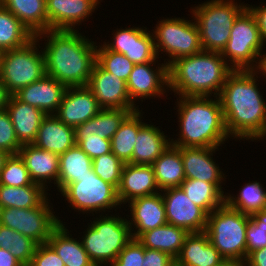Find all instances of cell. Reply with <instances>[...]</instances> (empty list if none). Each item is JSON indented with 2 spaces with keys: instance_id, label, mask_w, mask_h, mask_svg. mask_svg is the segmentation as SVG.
Here are the masks:
<instances>
[{
  "instance_id": "24",
  "label": "cell",
  "mask_w": 266,
  "mask_h": 266,
  "mask_svg": "<svg viewBox=\"0 0 266 266\" xmlns=\"http://www.w3.org/2000/svg\"><path fill=\"white\" fill-rule=\"evenodd\" d=\"M225 259L205 231L189 233L175 258V266H219Z\"/></svg>"
},
{
  "instance_id": "57",
  "label": "cell",
  "mask_w": 266,
  "mask_h": 266,
  "mask_svg": "<svg viewBox=\"0 0 266 266\" xmlns=\"http://www.w3.org/2000/svg\"><path fill=\"white\" fill-rule=\"evenodd\" d=\"M261 211H262L263 213H265V214H266V202L264 203V205H263V207H262Z\"/></svg>"
},
{
  "instance_id": "29",
  "label": "cell",
  "mask_w": 266,
  "mask_h": 266,
  "mask_svg": "<svg viewBox=\"0 0 266 266\" xmlns=\"http://www.w3.org/2000/svg\"><path fill=\"white\" fill-rule=\"evenodd\" d=\"M152 167L160 191L180 187L186 179L180 147L170 144L152 164Z\"/></svg>"
},
{
  "instance_id": "9",
  "label": "cell",
  "mask_w": 266,
  "mask_h": 266,
  "mask_svg": "<svg viewBox=\"0 0 266 266\" xmlns=\"http://www.w3.org/2000/svg\"><path fill=\"white\" fill-rule=\"evenodd\" d=\"M264 47L256 19L246 8L230 29V37L221 52L234 70H257ZM230 61V62H229Z\"/></svg>"
},
{
  "instance_id": "26",
  "label": "cell",
  "mask_w": 266,
  "mask_h": 266,
  "mask_svg": "<svg viewBox=\"0 0 266 266\" xmlns=\"http://www.w3.org/2000/svg\"><path fill=\"white\" fill-rule=\"evenodd\" d=\"M16 137L21 145L32 144L46 114L35 106L20 101L11 95L6 106Z\"/></svg>"
},
{
  "instance_id": "47",
  "label": "cell",
  "mask_w": 266,
  "mask_h": 266,
  "mask_svg": "<svg viewBox=\"0 0 266 266\" xmlns=\"http://www.w3.org/2000/svg\"><path fill=\"white\" fill-rule=\"evenodd\" d=\"M29 266H65V264L48 243H43L37 245Z\"/></svg>"
},
{
  "instance_id": "52",
  "label": "cell",
  "mask_w": 266,
  "mask_h": 266,
  "mask_svg": "<svg viewBox=\"0 0 266 266\" xmlns=\"http://www.w3.org/2000/svg\"><path fill=\"white\" fill-rule=\"evenodd\" d=\"M11 94L5 88L3 82L0 79V109L6 108Z\"/></svg>"
},
{
  "instance_id": "11",
  "label": "cell",
  "mask_w": 266,
  "mask_h": 266,
  "mask_svg": "<svg viewBox=\"0 0 266 266\" xmlns=\"http://www.w3.org/2000/svg\"><path fill=\"white\" fill-rule=\"evenodd\" d=\"M60 193L73 209L83 214L92 213L94 216L98 212L109 210V213L110 210L121 208L117 189L103 181L93 170L88 172V175L77 178V182L68 184Z\"/></svg>"
},
{
  "instance_id": "37",
  "label": "cell",
  "mask_w": 266,
  "mask_h": 266,
  "mask_svg": "<svg viewBox=\"0 0 266 266\" xmlns=\"http://www.w3.org/2000/svg\"><path fill=\"white\" fill-rule=\"evenodd\" d=\"M35 36L0 3V50H12L27 44Z\"/></svg>"
},
{
  "instance_id": "33",
  "label": "cell",
  "mask_w": 266,
  "mask_h": 266,
  "mask_svg": "<svg viewBox=\"0 0 266 266\" xmlns=\"http://www.w3.org/2000/svg\"><path fill=\"white\" fill-rule=\"evenodd\" d=\"M131 113L129 109L102 108L93 118L76 126L75 134H96L101 138L111 140Z\"/></svg>"
},
{
  "instance_id": "32",
  "label": "cell",
  "mask_w": 266,
  "mask_h": 266,
  "mask_svg": "<svg viewBox=\"0 0 266 266\" xmlns=\"http://www.w3.org/2000/svg\"><path fill=\"white\" fill-rule=\"evenodd\" d=\"M92 169V159L75 145L59 155V176L57 191L61 192L68 184L77 182V178L88 175Z\"/></svg>"
},
{
  "instance_id": "45",
  "label": "cell",
  "mask_w": 266,
  "mask_h": 266,
  "mask_svg": "<svg viewBox=\"0 0 266 266\" xmlns=\"http://www.w3.org/2000/svg\"><path fill=\"white\" fill-rule=\"evenodd\" d=\"M75 143L92 160L111 152V140L101 138L96 134H75Z\"/></svg>"
},
{
  "instance_id": "2",
  "label": "cell",
  "mask_w": 266,
  "mask_h": 266,
  "mask_svg": "<svg viewBox=\"0 0 266 266\" xmlns=\"http://www.w3.org/2000/svg\"><path fill=\"white\" fill-rule=\"evenodd\" d=\"M78 31L50 29L35 36L47 41L43 45L46 74L67 87L87 86L97 62V43Z\"/></svg>"
},
{
  "instance_id": "12",
  "label": "cell",
  "mask_w": 266,
  "mask_h": 266,
  "mask_svg": "<svg viewBox=\"0 0 266 266\" xmlns=\"http://www.w3.org/2000/svg\"><path fill=\"white\" fill-rule=\"evenodd\" d=\"M48 198L49 196L39 206L30 209L1 208L0 224L31 238L38 245L47 243L52 232L63 223L54 215Z\"/></svg>"
},
{
  "instance_id": "39",
  "label": "cell",
  "mask_w": 266,
  "mask_h": 266,
  "mask_svg": "<svg viewBox=\"0 0 266 266\" xmlns=\"http://www.w3.org/2000/svg\"><path fill=\"white\" fill-rule=\"evenodd\" d=\"M37 245L31 238L0 224V248L9 250L23 266H29Z\"/></svg>"
},
{
  "instance_id": "22",
  "label": "cell",
  "mask_w": 266,
  "mask_h": 266,
  "mask_svg": "<svg viewBox=\"0 0 266 266\" xmlns=\"http://www.w3.org/2000/svg\"><path fill=\"white\" fill-rule=\"evenodd\" d=\"M159 191L152 165L124 164L121 182L117 189L121 205L139 197L156 194Z\"/></svg>"
},
{
  "instance_id": "48",
  "label": "cell",
  "mask_w": 266,
  "mask_h": 266,
  "mask_svg": "<svg viewBox=\"0 0 266 266\" xmlns=\"http://www.w3.org/2000/svg\"><path fill=\"white\" fill-rule=\"evenodd\" d=\"M142 266H175V259L168 253L144 247Z\"/></svg>"
},
{
  "instance_id": "13",
  "label": "cell",
  "mask_w": 266,
  "mask_h": 266,
  "mask_svg": "<svg viewBox=\"0 0 266 266\" xmlns=\"http://www.w3.org/2000/svg\"><path fill=\"white\" fill-rule=\"evenodd\" d=\"M168 224L183 228L189 233L203 232L208 214L194 204L180 187L161 191Z\"/></svg>"
},
{
  "instance_id": "35",
  "label": "cell",
  "mask_w": 266,
  "mask_h": 266,
  "mask_svg": "<svg viewBox=\"0 0 266 266\" xmlns=\"http://www.w3.org/2000/svg\"><path fill=\"white\" fill-rule=\"evenodd\" d=\"M142 110L132 112L118 128L111 138V152L124 163L132 159L133 148L139 129L145 124L142 122Z\"/></svg>"
},
{
  "instance_id": "49",
  "label": "cell",
  "mask_w": 266,
  "mask_h": 266,
  "mask_svg": "<svg viewBox=\"0 0 266 266\" xmlns=\"http://www.w3.org/2000/svg\"><path fill=\"white\" fill-rule=\"evenodd\" d=\"M247 8L252 12L254 15L259 31H260V36L262 43L264 47L266 46V5L263 6H252V5H247Z\"/></svg>"
},
{
  "instance_id": "56",
  "label": "cell",
  "mask_w": 266,
  "mask_h": 266,
  "mask_svg": "<svg viewBox=\"0 0 266 266\" xmlns=\"http://www.w3.org/2000/svg\"><path fill=\"white\" fill-rule=\"evenodd\" d=\"M264 138H266V129H265V131L263 132V134L260 136V138L258 139V141H260V140H264Z\"/></svg>"
},
{
  "instance_id": "8",
  "label": "cell",
  "mask_w": 266,
  "mask_h": 266,
  "mask_svg": "<svg viewBox=\"0 0 266 266\" xmlns=\"http://www.w3.org/2000/svg\"><path fill=\"white\" fill-rule=\"evenodd\" d=\"M38 43L34 37L22 47L2 52L0 79L11 95L46 75L44 53L38 51Z\"/></svg>"
},
{
  "instance_id": "23",
  "label": "cell",
  "mask_w": 266,
  "mask_h": 266,
  "mask_svg": "<svg viewBox=\"0 0 266 266\" xmlns=\"http://www.w3.org/2000/svg\"><path fill=\"white\" fill-rule=\"evenodd\" d=\"M19 156L28 169L31 180L42 185L46 190L47 183L57 187L59 176V155L39 149L33 144H25L19 149ZM54 181V182H53Z\"/></svg>"
},
{
  "instance_id": "54",
  "label": "cell",
  "mask_w": 266,
  "mask_h": 266,
  "mask_svg": "<svg viewBox=\"0 0 266 266\" xmlns=\"http://www.w3.org/2000/svg\"><path fill=\"white\" fill-rule=\"evenodd\" d=\"M219 266H245V262L241 260L225 259Z\"/></svg>"
},
{
  "instance_id": "3",
  "label": "cell",
  "mask_w": 266,
  "mask_h": 266,
  "mask_svg": "<svg viewBox=\"0 0 266 266\" xmlns=\"http://www.w3.org/2000/svg\"><path fill=\"white\" fill-rule=\"evenodd\" d=\"M179 98V99H178ZM179 136L176 147H219L230 138L219 97L178 96ZM227 139V140H226Z\"/></svg>"
},
{
  "instance_id": "30",
  "label": "cell",
  "mask_w": 266,
  "mask_h": 266,
  "mask_svg": "<svg viewBox=\"0 0 266 266\" xmlns=\"http://www.w3.org/2000/svg\"><path fill=\"white\" fill-rule=\"evenodd\" d=\"M188 234L185 229L167 223L142 233L137 239L145 248L168 253L175 259Z\"/></svg>"
},
{
  "instance_id": "38",
  "label": "cell",
  "mask_w": 266,
  "mask_h": 266,
  "mask_svg": "<svg viewBox=\"0 0 266 266\" xmlns=\"http://www.w3.org/2000/svg\"><path fill=\"white\" fill-rule=\"evenodd\" d=\"M266 202V189L257 180L245 183L236 196L227 194L225 203L232 209L241 211L248 215L260 211Z\"/></svg>"
},
{
  "instance_id": "40",
  "label": "cell",
  "mask_w": 266,
  "mask_h": 266,
  "mask_svg": "<svg viewBox=\"0 0 266 266\" xmlns=\"http://www.w3.org/2000/svg\"><path fill=\"white\" fill-rule=\"evenodd\" d=\"M97 63L126 82L135 65L124 54L109 50L104 44L97 46Z\"/></svg>"
},
{
  "instance_id": "27",
  "label": "cell",
  "mask_w": 266,
  "mask_h": 266,
  "mask_svg": "<svg viewBox=\"0 0 266 266\" xmlns=\"http://www.w3.org/2000/svg\"><path fill=\"white\" fill-rule=\"evenodd\" d=\"M170 144L171 139L159 127L145 123L137 133L132 159L128 163L152 165Z\"/></svg>"
},
{
  "instance_id": "5",
  "label": "cell",
  "mask_w": 266,
  "mask_h": 266,
  "mask_svg": "<svg viewBox=\"0 0 266 266\" xmlns=\"http://www.w3.org/2000/svg\"><path fill=\"white\" fill-rule=\"evenodd\" d=\"M107 215L90 220L80 240L95 266L110 265L132 239L128 219Z\"/></svg>"
},
{
  "instance_id": "50",
  "label": "cell",
  "mask_w": 266,
  "mask_h": 266,
  "mask_svg": "<svg viewBox=\"0 0 266 266\" xmlns=\"http://www.w3.org/2000/svg\"><path fill=\"white\" fill-rule=\"evenodd\" d=\"M245 266H266V247L251 251L245 260Z\"/></svg>"
},
{
  "instance_id": "19",
  "label": "cell",
  "mask_w": 266,
  "mask_h": 266,
  "mask_svg": "<svg viewBox=\"0 0 266 266\" xmlns=\"http://www.w3.org/2000/svg\"><path fill=\"white\" fill-rule=\"evenodd\" d=\"M219 147H180L186 179L203 180L215 184L223 193L225 174L213 160Z\"/></svg>"
},
{
  "instance_id": "21",
  "label": "cell",
  "mask_w": 266,
  "mask_h": 266,
  "mask_svg": "<svg viewBox=\"0 0 266 266\" xmlns=\"http://www.w3.org/2000/svg\"><path fill=\"white\" fill-rule=\"evenodd\" d=\"M67 88L66 85L46 74L36 82L21 88L14 95L20 101L37 107L46 115H54Z\"/></svg>"
},
{
  "instance_id": "18",
  "label": "cell",
  "mask_w": 266,
  "mask_h": 266,
  "mask_svg": "<svg viewBox=\"0 0 266 266\" xmlns=\"http://www.w3.org/2000/svg\"><path fill=\"white\" fill-rule=\"evenodd\" d=\"M101 109L87 86L68 87L54 115L61 122L75 128L93 118Z\"/></svg>"
},
{
  "instance_id": "43",
  "label": "cell",
  "mask_w": 266,
  "mask_h": 266,
  "mask_svg": "<svg viewBox=\"0 0 266 266\" xmlns=\"http://www.w3.org/2000/svg\"><path fill=\"white\" fill-rule=\"evenodd\" d=\"M246 231L247 255L256 249L266 247V214L261 210L249 215Z\"/></svg>"
},
{
  "instance_id": "15",
  "label": "cell",
  "mask_w": 266,
  "mask_h": 266,
  "mask_svg": "<svg viewBox=\"0 0 266 266\" xmlns=\"http://www.w3.org/2000/svg\"><path fill=\"white\" fill-rule=\"evenodd\" d=\"M128 27L116 29L113 32V42L104 45L117 53L124 54L134 64H142L152 61L158 62L152 31H148L146 27ZM151 32V33H150Z\"/></svg>"
},
{
  "instance_id": "31",
  "label": "cell",
  "mask_w": 266,
  "mask_h": 266,
  "mask_svg": "<svg viewBox=\"0 0 266 266\" xmlns=\"http://www.w3.org/2000/svg\"><path fill=\"white\" fill-rule=\"evenodd\" d=\"M36 36L47 31L46 0H0Z\"/></svg>"
},
{
  "instance_id": "53",
  "label": "cell",
  "mask_w": 266,
  "mask_h": 266,
  "mask_svg": "<svg viewBox=\"0 0 266 266\" xmlns=\"http://www.w3.org/2000/svg\"><path fill=\"white\" fill-rule=\"evenodd\" d=\"M257 70H259L258 73H260L261 76H264V78H266V53H264V51L261 55L260 63Z\"/></svg>"
},
{
  "instance_id": "44",
  "label": "cell",
  "mask_w": 266,
  "mask_h": 266,
  "mask_svg": "<svg viewBox=\"0 0 266 266\" xmlns=\"http://www.w3.org/2000/svg\"><path fill=\"white\" fill-rule=\"evenodd\" d=\"M21 147L8 111L0 109V150L13 155L18 154Z\"/></svg>"
},
{
  "instance_id": "20",
  "label": "cell",
  "mask_w": 266,
  "mask_h": 266,
  "mask_svg": "<svg viewBox=\"0 0 266 266\" xmlns=\"http://www.w3.org/2000/svg\"><path fill=\"white\" fill-rule=\"evenodd\" d=\"M128 205L130 209L129 217H131L128 223L133 239H137L146 231L167 224L165 205L161 192L133 199Z\"/></svg>"
},
{
  "instance_id": "51",
  "label": "cell",
  "mask_w": 266,
  "mask_h": 266,
  "mask_svg": "<svg viewBox=\"0 0 266 266\" xmlns=\"http://www.w3.org/2000/svg\"><path fill=\"white\" fill-rule=\"evenodd\" d=\"M0 266H23L9 250L0 248Z\"/></svg>"
},
{
  "instance_id": "42",
  "label": "cell",
  "mask_w": 266,
  "mask_h": 266,
  "mask_svg": "<svg viewBox=\"0 0 266 266\" xmlns=\"http://www.w3.org/2000/svg\"><path fill=\"white\" fill-rule=\"evenodd\" d=\"M32 183L28 169L19 154L9 155L0 173V184L19 187Z\"/></svg>"
},
{
  "instance_id": "25",
  "label": "cell",
  "mask_w": 266,
  "mask_h": 266,
  "mask_svg": "<svg viewBox=\"0 0 266 266\" xmlns=\"http://www.w3.org/2000/svg\"><path fill=\"white\" fill-rule=\"evenodd\" d=\"M32 144L39 149L61 155L76 145L75 130L55 115H46Z\"/></svg>"
},
{
  "instance_id": "7",
  "label": "cell",
  "mask_w": 266,
  "mask_h": 266,
  "mask_svg": "<svg viewBox=\"0 0 266 266\" xmlns=\"http://www.w3.org/2000/svg\"><path fill=\"white\" fill-rule=\"evenodd\" d=\"M247 4L235 0H207L193 7L191 13L200 32L203 50L222 52L230 37V29Z\"/></svg>"
},
{
  "instance_id": "14",
  "label": "cell",
  "mask_w": 266,
  "mask_h": 266,
  "mask_svg": "<svg viewBox=\"0 0 266 266\" xmlns=\"http://www.w3.org/2000/svg\"><path fill=\"white\" fill-rule=\"evenodd\" d=\"M87 87L92 91L101 108L139 110L128 93L127 82L104 70L95 63Z\"/></svg>"
},
{
  "instance_id": "41",
  "label": "cell",
  "mask_w": 266,
  "mask_h": 266,
  "mask_svg": "<svg viewBox=\"0 0 266 266\" xmlns=\"http://www.w3.org/2000/svg\"><path fill=\"white\" fill-rule=\"evenodd\" d=\"M124 164L123 161L110 152L94 158L92 160V169L103 181L112 184L118 189Z\"/></svg>"
},
{
  "instance_id": "1",
  "label": "cell",
  "mask_w": 266,
  "mask_h": 266,
  "mask_svg": "<svg viewBox=\"0 0 266 266\" xmlns=\"http://www.w3.org/2000/svg\"><path fill=\"white\" fill-rule=\"evenodd\" d=\"M258 74V70H234L218 96L233 139L258 140L266 129V102L257 86Z\"/></svg>"
},
{
  "instance_id": "28",
  "label": "cell",
  "mask_w": 266,
  "mask_h": 266,
  "mask_svg": "<svg viewBox=\"0 0 266 266\" xmlns=\"http://www.w3.org/2000/svg\"><path fill=\"white\" fill-rule=\"evenodd\" d=\"M65 224L61 223L51 234L47 243L54 249L65 266H95L83 247L82 241L71 237Z\"/></svg>"
},
{
  "instance_id": "6",
  "label": "cell",
  "mask_w": 266,
  "mask_h": 266,
  "mask_svg": "<svg viewBox=\"0 0 266 266\" xmlns=\"http://www.w3.org/2000/svg\"><path fill=\"white\" fill-rule=\"evenodd\" d=\"M249 220L248 214L232 209L226 203L208 214L205 232L224 259L245 262Z\"/></svg>"
},
{
  "instance_id": "16",
  "label": "cell",
  "mask_w": 266,
  "mask_h": 266,
  "mask_svg": "<svg viewBox=\"0 0 266 266\" xmlns=\"http://www.w3.org/2000/svg\"><path fill=\"white\" fill-rule=\"evenodd\" d=\"M156 61L135 64L127 80V89L131 101L136 104V99H150L165 95L168 90V65H160ZM154 64V65H153ZM159 65V66H158ZM153 66H156L153 68ZM154 69V70H153Z\"/></svg>"
},
{
  "instance_id": "36",
  "label": "cell",
  "mask_w": 266,
  "mask_h": 266,
  "mask_svg": "<svg viewBox=\"0 0 266 266\" xmlns=\"http://www.w3.org/2000/svg\"><path fill=\"white\" fill-rule=\"evenodd\" d=\"M180 188L188 198L207 214L225 204L224 194L215 184L203 180L185 179Z\"/></svg>"
},
{
  "instance_id": "10",
  "label": "cell",
  "mask_w": 266,
  "mask_h": 266,
  "mask_svg": "<svg viewBox=\"0 0 266 266\" xmlns=\"http://www.w3.org/2000/svg\"><path fill=\"white\" fill-rule=\"evenodd\" d=\"M174 17L158 20L155 30H152L156 54L165 52L170 58L164 62L169 65L176 59L194 55L203 50L200 32L195 19ZM192 21V22H191Z\"/></svg>"
},
{
  "instance_id": "34",
  "label": "cell",
  "mask_w": 266,
  "mask_h": 266,
  "mask_svg": "<svg viewBox=\"0 0 266 266\" xmlns=\"http://www.w3.org/2000/svg\"><path fill=\"white\" fill-rule=\"evenodd\" d=\"M47 191L42 185L34 182L31 185L19 187L0 184V209L37 207L47 198Z\"/></svg>"
},
{
  "instance_id": "46",
  "label": "cell",
  "mask_w": 266,
  "mask_h": 266,
  "mask_svg": "<svg viewBox=\"0 0 266 266\" xmlns=\"http://www.w3.org/2000/svg\"><path fill=\"white\" fill-rule=\"evenodd\" d=\"M143 262L144 246L132 238L109 266H142Z\"/></svg>"
},
{
  "instance_id": "55",
  "label": "cell",
  "mask_w": 266,
  "mask_h": 266,
  "mask_svg": "<svg viewBox=\"0 0 266 266\" xmlns=\"http://www.w3.org/2000/svg\"><path fill=\"white\" fill-rule=\"evenodd\" d=\"M9 155H10L9 153L0 150V173L4 167L5 161L9 157Z\"/></svg>"
},
{
  "instance_id": "17",
  "label": "cell",
  "mask_w": 266,
  "mask_h": 266,
  "mask_svg": "<svg viewBox=\"0 0 266 266\" xmlns=\"http://www.w3.org/2000/svg\"><path fill=\"white\" fill-rule=\"evenodd\" d=\"M101 0H46L47 30H70L92 16Z\"/></svg>"
},
{
  "instance_id": "4",
  "label": "cell",
  "mask_w": 266,
  "mask_h": 266,
  "mask_svg": "<svg viewBox=\"0 0 266 266\" xmlns=\"http://www.w3.org/2000/svg\"><path fill=\"white\" fill-rule=\"evenodd\" d=\"M233 71L220 52L202 50L168 65L167 92L172 90L178 96L218 97Z\"/></svg>"
}]
</instances>
